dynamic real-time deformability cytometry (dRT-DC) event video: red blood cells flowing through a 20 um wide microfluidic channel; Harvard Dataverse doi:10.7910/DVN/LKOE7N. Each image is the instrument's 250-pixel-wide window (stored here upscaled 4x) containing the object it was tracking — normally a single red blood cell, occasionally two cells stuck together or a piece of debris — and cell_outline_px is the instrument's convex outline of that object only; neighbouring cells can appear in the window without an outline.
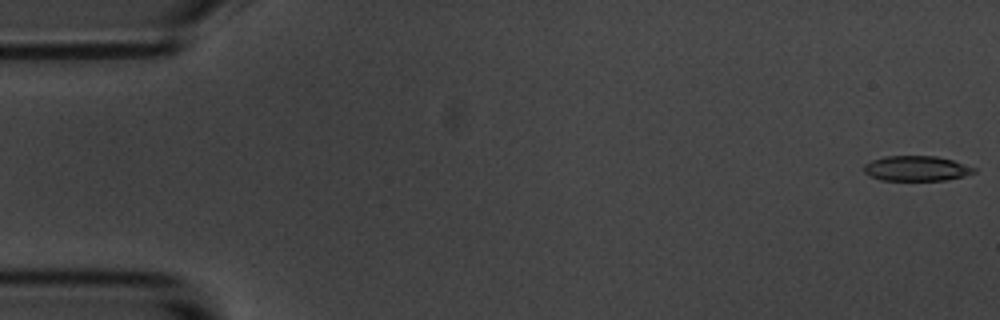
{"species": "common noctule bat (a hibernating species)", "species_latin": "Nyctalus noctula", "temperature_condition": "room temperature", "stored_images_in_passage": 8, "camera_frame_rate_fps": 3000, "um_per_image_px": 0.085, "animal": {"sex": "male", "body_mass_g": 20.1, "forearm_length_mm": 53.5}, "frame": {"image": 1, "passage_image": 1, "time_ms": 0.0, "image_size_px": [1000, 320], "cell_outline_px": [[976, 172], [964, 176], [944, 180], [880, 180], [864, 172], [864, 164], [872, 160], [884, 156], [936, 156], [952, 160], [976, 168]], "centroid_in_image_um": [77.89, 14.31], "position_along_channel_um": 7.1, "area_um2": 16.01}}
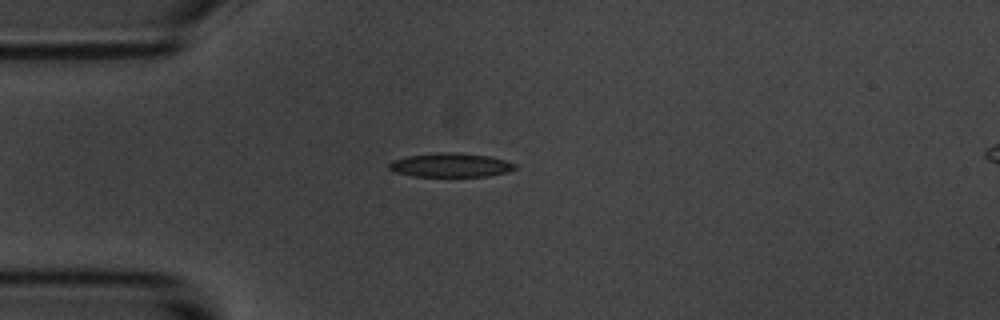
{"frame": {"image": 2, "passage_image": 5, "time_ms": 4.667, "image_size_px": [1000, 320], "cell_outline_px": [[516, 168], [508, 172], [488, 176], [412, 176], [396, 172], [388, 168], [388, 164], [392, 160], [408, 156], [444, 152], [452, 152], [488, 156], [504, 160], [516, 164]], "centroid_in_image_um": [38.3, 14.04], "position_along_channel_um": 46.7, "area_um2": 17.4}}
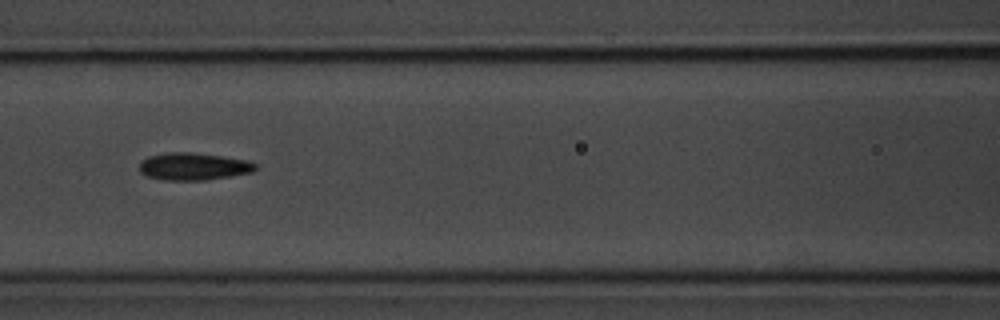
{"frame": {"image": 3, "passage_image": 8, "time_ms": 8.0, "image_size_px": [1000, 320], "cell_outline_px": [[256, 168], [252, 172], [204, 180], [164, 180], [148, 176], [140, 172], [140, 160], [148, 156], [168, 152], [188, 152], [220, 156], [244, 160], [256, 164]], "centroid_in_image_um": [16.38, 14.14], "position_along_channel_um": 150.2, "area_um2": 18.21}}